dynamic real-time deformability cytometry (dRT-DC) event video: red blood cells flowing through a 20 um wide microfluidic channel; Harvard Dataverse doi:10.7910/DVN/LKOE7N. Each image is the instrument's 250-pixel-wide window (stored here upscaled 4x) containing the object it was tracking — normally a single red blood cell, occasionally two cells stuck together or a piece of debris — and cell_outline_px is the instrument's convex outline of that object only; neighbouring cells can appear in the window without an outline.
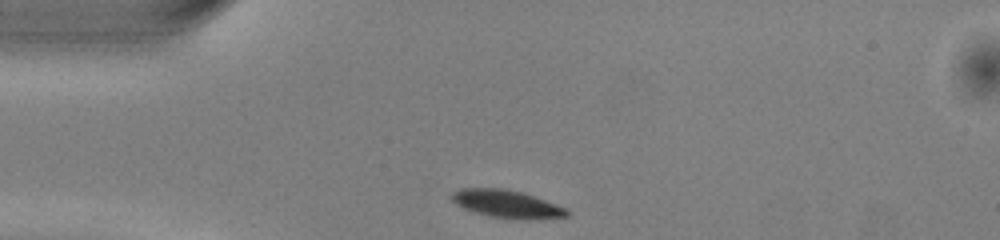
{"species": "common noctule bat (a hibernating species)", "species_latin": "Nyctalus noctula", "temperature_condition": "warm", "stored_images_in_passage": 39, "camera_frame_rate_fps": 3000, "um_per_image_px": 0.085, "animal": {"sex": "male", "body_mass_g": 13.0, "forearm_length_mm": 53.1}, "frame": {"image": 1, "passage_image": 1, "time_ms": 0.0, "image_size_px": [1000, 240], "cell_outline_px": [[568, 216], [540, 220], [516, 220], [488, 216], [464, 208], [456, 204], [452, 200], [452, 192], [460, 188], [504, 188], [524, 192], [568, 208]], "centroid_in_image_um": [43.14, 17.35], "position_along_channel_um": 41.9, "area_um2": 19.07}}
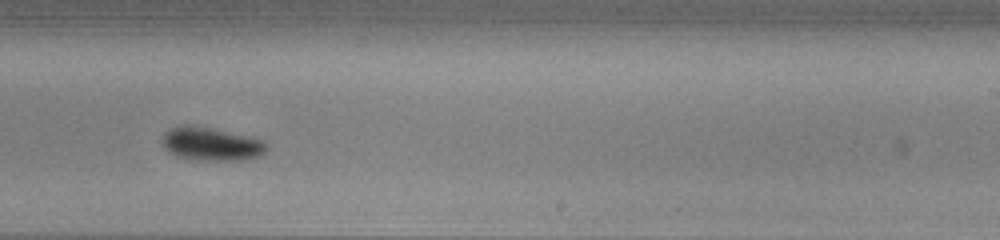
{"frame": {"image": 2, "passage_image": 20, "time_ms": 6.333, "image_size_px": [1000, 240], "cell_outline_px": [[268, 148], [260, 156], [244, 160], [196, 160], [176, 156], [168, 152], [164, 148], [164, 132], [176, 124], [212, 128], [264, 140], [268, 144]], "centroid_in_image_um": [17.96, 12.24], "position_along_channel_um": 271.0, "area_um2": 20.29}}
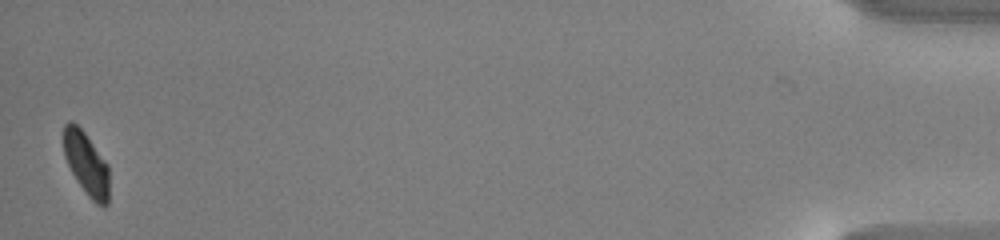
{"frame": {"image": 3, "passage_image": 39, "time_ms": 12.667, "image_size_px": [1000, 240], "cell_outline_px": [[108, 204], [104, 208], [96, 204], [88, 196], [72, 172], [64, 156], [64, 124], [68, 120], [72, 120], [84, 132], [108, 164]], "centroid_in_image_um": [7.34, 13.91], "position_along_channel_um": 427.9, "area_um2": 16.59}, "authors_computed_cell_mechanics": {"area_um2": 19.2474, "velocity_mm_per_s": 4.0071, "shape_relaxation_time_tau1_ms": 2.203, "shape_relaxation_time_tau2_ms": null, "deformation_change_tau1": 0.1329, "deformation_change_tau2": null}}